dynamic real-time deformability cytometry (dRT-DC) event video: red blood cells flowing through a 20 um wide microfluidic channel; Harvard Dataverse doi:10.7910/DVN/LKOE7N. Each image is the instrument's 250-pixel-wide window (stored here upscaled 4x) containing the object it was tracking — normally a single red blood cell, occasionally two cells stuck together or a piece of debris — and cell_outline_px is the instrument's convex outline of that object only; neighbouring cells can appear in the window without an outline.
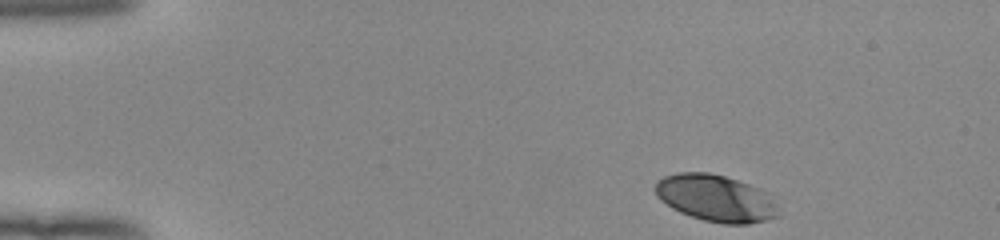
{"species": "human", "species_latin": "Homo sapiens", "temperature_condition": "room temperature", "stored_images_in_passage": 40, "camera_frame_rate_fps": 3000, "um_per_image_px": 0.085, "donor": {"sex": "female"}, "frame": {"image": 1, "passage_image": 1, "time_ms": 0.0, "image_size_px": [1000, 240], "cell_outline_px": [[780, 216], [748, 224], [724, 224], [704, 220], [680, 212], [672, 208], [660, 200], [656, 196], [652, 188], [656, 180], [664, 176], [676, 172], [708, 172], [724, 176], [760, 188], [768, 192], [772, 196], [776, 204]], "centroid_in_image_um": [60.81, 16.83], "position_along_channel_um": 24.2, "area_um2": 33.99}}
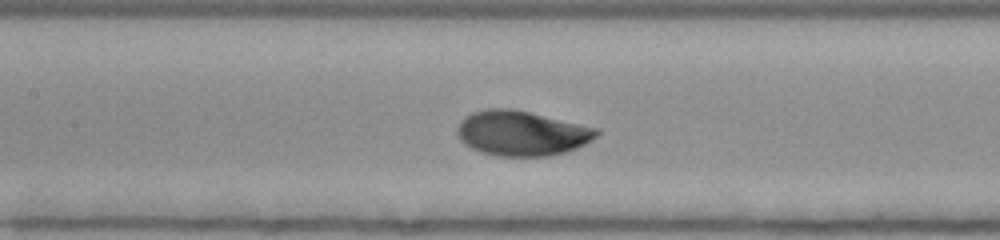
{"frame": {"image": 2, "passage_image": 19, "time_ms": 6.0, "image_size_px": [1000, 240], "cell_outline_px": [[600, 132], [592, 140], [576, 148], [564, 152], [548, 156], [500, 156], [480, 152], [472, 148], [460, 140], [456, 132], [460, 120], [464, 116], [472, 112], [488, 108], [512, 108], [600, 128]], "centroid_in_image_um": [44.34, 11.31], "position_along_channel_um": 163.1, "area_um2": 36.65}}
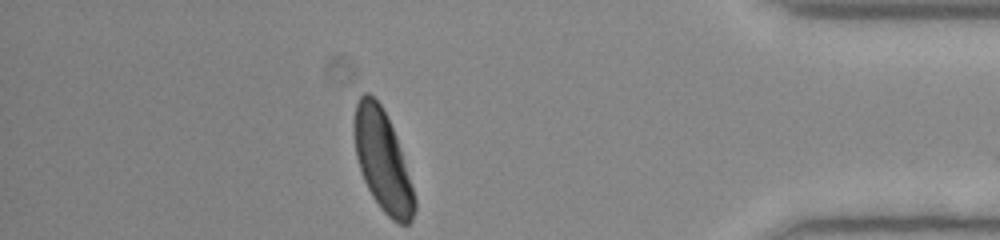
{"frame": {"image": 3, "passage_image": 40, "time_ms": 13.0, "image_size_px": [1000, 240], "cell_outline_px": [[416, 208], [412, 220], [408, 224], [400, 224], [392, 220], [380, 208], [372, 196], [360, 172], [356, 156], [352, 132], [352, 124], [356, 104], [360, 96], [364, 92], [368, 92], [380, 104], [396, 136], [400, 148], [416, 200]], "centroid_in_image_um": [32.48, 13.67], "position_along_channel_um": 402.7, "area_um2": 35.32}, "authors_computed_cell_mechanics": {"area_um2": 35.6626, "velocity_mm_per_s": 3.918, "shape_relaxation_time_tau1_ms": 3.5937, "shape_relaxation_time_tau2_ms": null, "deformation_change_tau1": 0.171, "deformation_change_tau2": null}}